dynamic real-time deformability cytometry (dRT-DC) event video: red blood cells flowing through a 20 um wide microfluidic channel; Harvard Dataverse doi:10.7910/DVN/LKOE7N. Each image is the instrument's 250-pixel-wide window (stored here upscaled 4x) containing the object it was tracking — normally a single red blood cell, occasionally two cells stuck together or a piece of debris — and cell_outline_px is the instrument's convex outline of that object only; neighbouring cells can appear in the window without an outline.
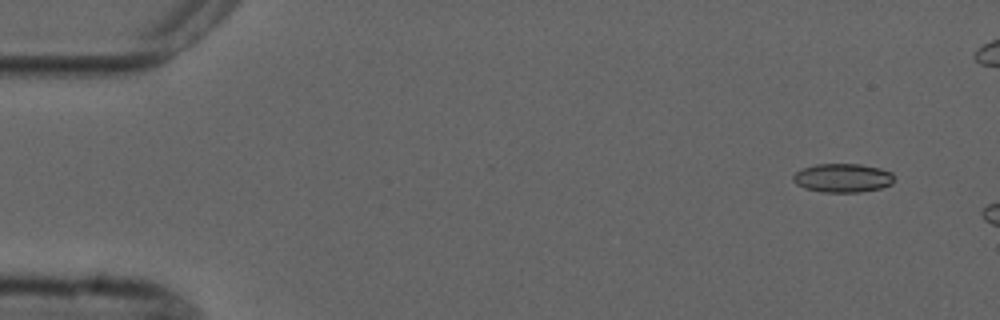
{"species": "common noctule bat (a hibernating species)", "species_latin": "Nyctalus noctula", "temperature_condition": "cold", "stored_images_in_passage": 4, "camera_frame_rate_fps": 3000, "um_per_image_px": 0.085, "animal": {"sex": "male", "forearm_length_mm": 52.5}, "frame": {"image": 1, "passage_image": 1, "time_ms": 0.0, "image_size_px": [1000, 320], "cell_outline_px": [[896, 180], [892, 184], [880, 188], [860, 192], [824, 192], [804, 188], [796, 184], [792, 180], [792, 176], [796, 172], [804, 168], [816, 164], [860, 164], [880, 168], [892, 172]], "centroid_in_image_um": [71.65, 15.12], "position_along_channel_um": 13.3, "area_um2": 17.05}}